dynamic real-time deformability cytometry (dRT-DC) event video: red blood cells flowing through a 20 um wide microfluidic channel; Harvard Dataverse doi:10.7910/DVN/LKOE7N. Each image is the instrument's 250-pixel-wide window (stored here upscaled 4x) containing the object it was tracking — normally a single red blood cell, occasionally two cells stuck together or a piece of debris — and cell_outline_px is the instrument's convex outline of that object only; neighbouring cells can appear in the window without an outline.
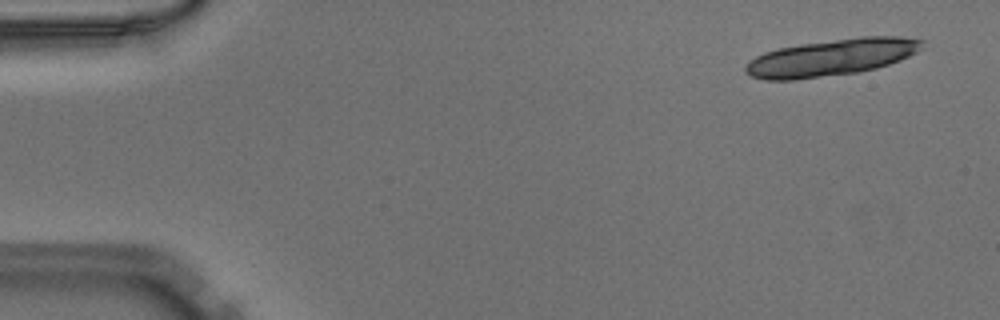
{"species": "Egyptian fruit bat (a non-hibernating species)", "species_latin": "Rousettus aegyptiacus", "temperature_condition": "warm", "stored_images_in_passage": 4, "camera_frame_rate_fps": 3000, "um_per_image_px": 0.085, "animal": {"sex": "male"}, "frame": {"image": 1, "passage_image": 1, "time_ms": 0.0, "image_size_px": [1000, 320], "cell_outline_px": [[924, 48], [900, 60], [876, 68], [856, 72], [792, 80], [768, 80], [752, 76], [744, 72], [744, 68], [756, 56], [764, 52], [776, 48], [800, 44], [860, 36], [900, 36], [924, 40]], "centroid_in_image_um": [70.7, 4.87], "position_along_channel_um": 14.3, "area_um2": 37.74}}